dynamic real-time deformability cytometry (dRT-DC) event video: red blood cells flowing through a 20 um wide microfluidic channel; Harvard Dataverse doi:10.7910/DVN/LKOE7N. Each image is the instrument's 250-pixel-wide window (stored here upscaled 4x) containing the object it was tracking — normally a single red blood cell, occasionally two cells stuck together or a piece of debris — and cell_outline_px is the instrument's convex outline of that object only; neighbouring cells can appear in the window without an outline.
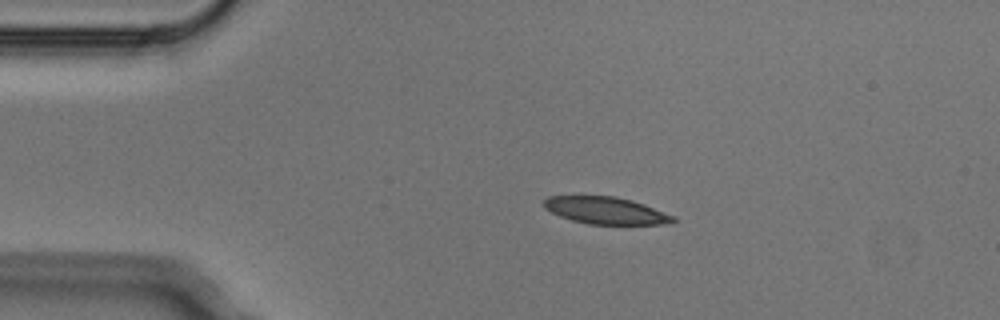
{"species": "Egyptian fruit bat (a non-hibernating species)", "species_latin": "Rousettus aegyptiacus", "temperature_condition": "cold", "stored_images_in_passage": 2, "camera_frame_rate_fps": 3000, "um_per_image_px": 0.085, "animal": {"sex": "male"}, "frame": {"image": 1, "passage_image": 1, "time_ms": 0.0, "image_size_px": [1000, 320], "cell_outline_px": [[676, 220], [672, 224], [588, 224], [572, 220], [560, 216], [544, 208], [544, 200], [548, 196], [616, 196], [632, 200], [644, 204], [676, 216]], "centroid_in_image_um": [51.54, 17.89], "position_along_channel_um": 33.5, "area_um2": 20.46}}